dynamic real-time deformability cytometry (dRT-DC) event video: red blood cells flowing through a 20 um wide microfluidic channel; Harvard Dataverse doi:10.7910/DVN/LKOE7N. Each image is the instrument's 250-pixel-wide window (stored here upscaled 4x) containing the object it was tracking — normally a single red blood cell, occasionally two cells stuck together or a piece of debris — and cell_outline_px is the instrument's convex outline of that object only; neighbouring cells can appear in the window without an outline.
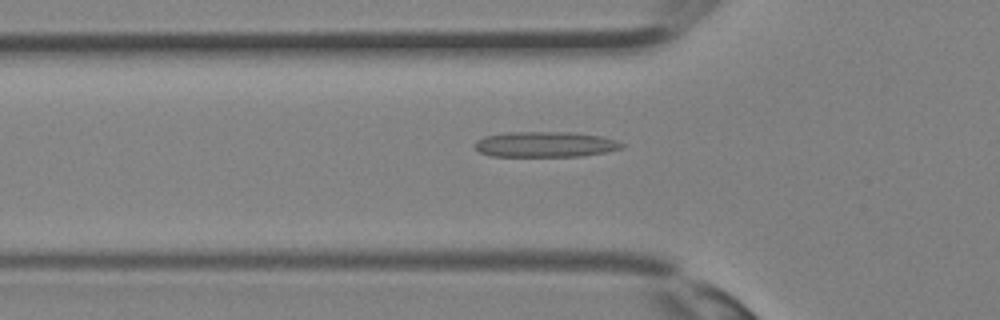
{"species": "Egyptian fruit bat (a non-hibernating species)", "species_latin": "Rousettus aegyptiacus", "temperature_condition": "room temperature", "stored_images_in_passage": 25, "camera_frame_rate_fps": 3000, "um_per_image_px": 0.085, "animal": {"sex": "female"}, "frame": {"image": 1, "passage_image": 2, "time_ms": 0.333, "image_size_px": [1000, 320], "cell_outline_px": [[624, 148], [604, 152], [580, 156], [492, 156], [480, 152], [476, 148], [476, 140], [484, 136], [508, 132], [572, 132], [600, 136], [616, 140], [624, 144]], "centroid_in_image_um": [46.35, 12.27], "position_along_channel_um": 79.4, "area_um2": 21.73}}
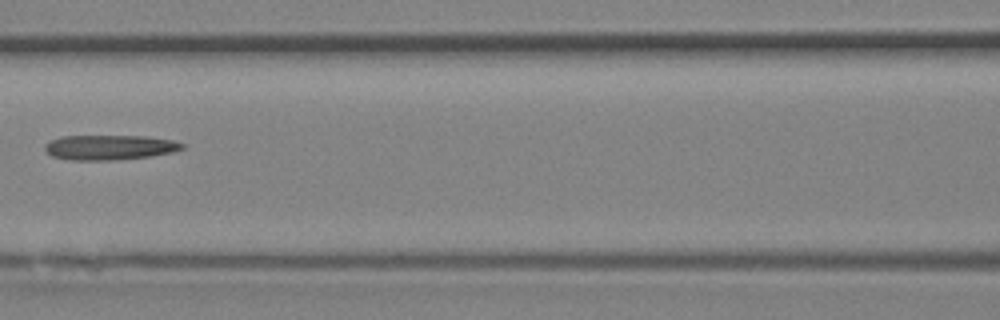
{"frame": {"image": 2, "passage_image": 6, "time_ms": 1.667, "image_size_px": [1000, 320], "cell_outline_px": [[188, 144], [184, 148], [172, 152], [152, 156], [116, 160], [72, 160], [52, 156], [44, 148], [44, 144], [52, 140], [64, 136], [144, 136], [172, 140]], "centroid_in_image_um": [9.36, 12.53], "position_along_channel_um": 157.2, "area_um2": 19.94}}
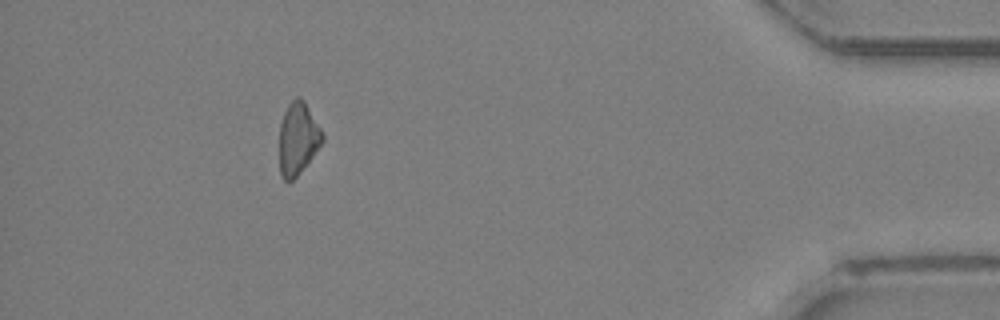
{"frame": {"image": 3, "passage_image": 22, "time_ms": 7.0, "image_size_px": [1000, 320], "cell_outline_px": [[324, 140], [312, 156], [296, 176], [292, 180], [284, 180], [280, 176], [280, 124], [284, 112], [288, 104], [296, 96], [300, 96], [304, 100], [324, 132]], "centroid_in_image_um": [25.33, 11.73], "position_along_channel_um": 409.9, "area_um2": 18.03}}